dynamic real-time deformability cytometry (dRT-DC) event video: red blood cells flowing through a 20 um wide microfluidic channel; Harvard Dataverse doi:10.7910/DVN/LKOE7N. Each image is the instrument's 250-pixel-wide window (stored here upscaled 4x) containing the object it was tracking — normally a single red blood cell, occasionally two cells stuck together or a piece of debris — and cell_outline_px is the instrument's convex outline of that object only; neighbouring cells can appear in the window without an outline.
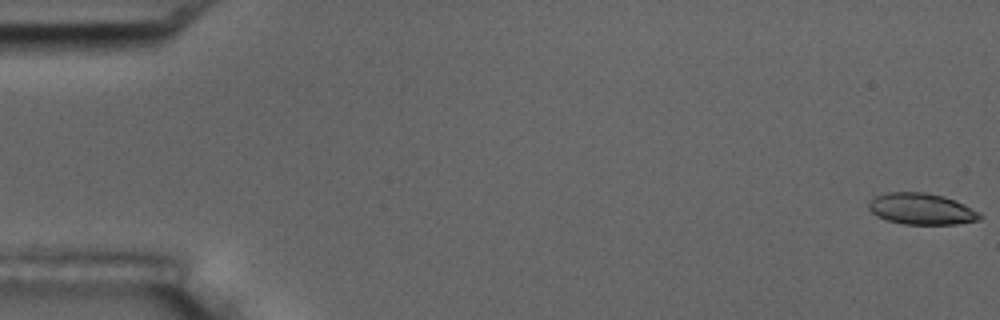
{"species": "common noctule bat (a hibernating species)", "species_latin": "Nyctalus noctula", "temperature_condition": "room temperature", "stored_images_in_passage": 56, "camera_frame_rate_fps": 3000, "um_per_image_px": 0.085, "animal": {"sex": "male", "body_mass_g": 17.5, "forearm_length_mm": 52.3}, "frame": {"image": 1, "passage_image": 1, "time_ms": 0.0, "image_size_px": [1000, 320], "cell_outline_px": [[984, 216], [980, 220], [956, 224], [904, 224], [888, 220], [876, 216], [868, 208], [868, 200], [876, 196], [888, 192], [924, 192], [944, 196], [964, 204], [980, 212]], "centroid_in_image_um": [78.34, 17.76], "position_along_channel_um": 6.7, "area_um2": 20.4}}
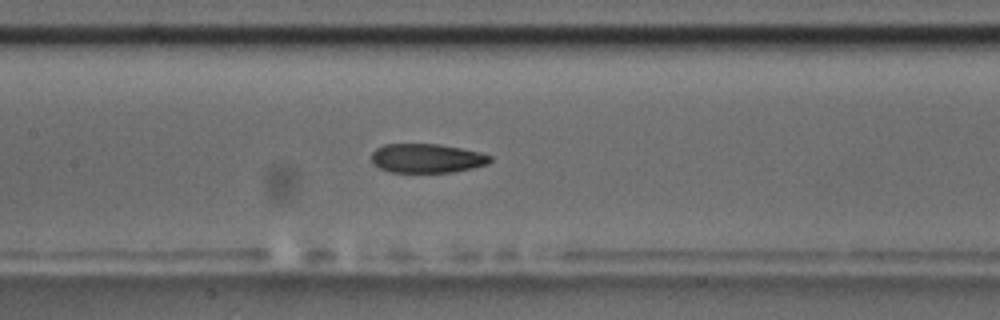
{"frame": {"image": 2, "passage_image": 27, "time_ms": 8.667, "image_size_px": [1000, 320], "cell_outline_px": [[492, 160], [488, 164], [472, 168], [452, 172], [388, 172], [372, 164], [372, 152], [376, 148], [384, 144], [440, 144], [480, 152], [492, 156]], "centroid_in_image_um": [36.27, 13.45], "position_along_channel_um": 171.1, "area_um2": 20.23}}
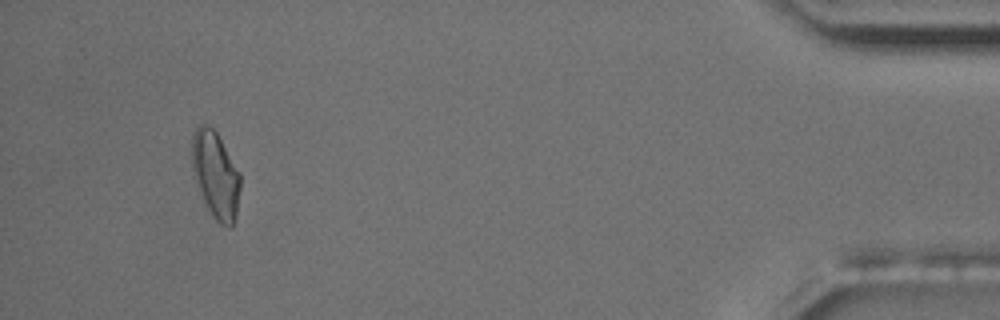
{"frame": {"image": 3, "passage_image": 53, "time_ms": 17.333, "image_size_px": [1000, 320], "cell_outline_px": [[240, 188], [236, 212], [232, 228], [228, 228], [220, 224], [216, 220], [208, 208], [204, 200], [196, 180], [192, 168], [192, 136], [196, 128], [204, 120], [216, 132], [240, 172]], "centroid_in_image_um": [18.33, 14.83], "position_along_channel_um": 416.9, "area_um2": 24.22}, "authors_computed_cell_mechanics": {"area_um2": 21.1259, "velocity_mm_per_s": 3.6375, "shape_relaxation_time_tau1_ms": null, "shape_relaxation_time_tau2_ms": 3.3937, "deformation_change_tau1": null, "deformation_change_tau2": 0.1064}}